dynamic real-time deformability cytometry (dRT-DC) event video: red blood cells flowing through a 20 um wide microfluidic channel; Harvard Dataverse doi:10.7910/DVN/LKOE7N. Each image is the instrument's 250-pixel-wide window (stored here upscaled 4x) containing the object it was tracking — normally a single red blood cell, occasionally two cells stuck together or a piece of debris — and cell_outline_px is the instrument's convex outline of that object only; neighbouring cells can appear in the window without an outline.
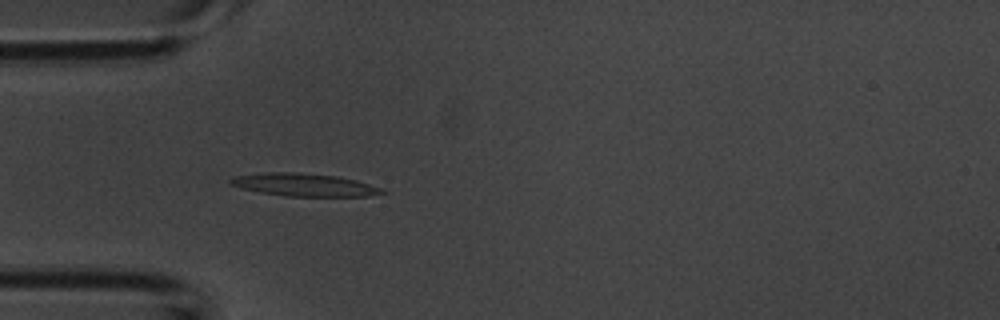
{"species": "common noctule bat (a hibernating species)", "species_latin": "Nyctalus noctula", "temperature_condition": "room temperature", "stored_images_in_passage": 42, "camera_frame_rate_fps": 3000, "um_per_image_px": 0.085, "animal": {"sex": "male", "body_mass_g": 20.1, "forearm_length_mm": 53.5}, "frame": {"image": 1, "passage_image": 14, "time_ms": 4.333, "image_size_px": [1000, 320], "cell_outline_px": [[388, 192], [368, 196], [288, 196], [260, 192], [244, 188], [232, 184], [228, 180], [232, 176], [264, 172], [296, 172], [336, 176], [356, 180], [384, 188]], "centroid_in_image_um": [25.9, 15.7], "position_along_channel_um": 59.1, "area_um2": 20.06}}
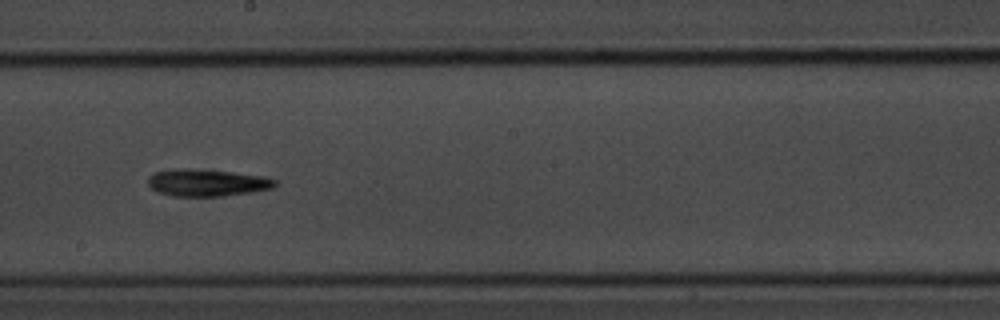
{"frame": {"image": 2, "passage_image": 28, "time_ms": 9.0, "image_size_px": [1000, 320], "cell_outline_px": [[276, 184], [272, 188], [252, 192], [220, 196], [172, 196], [156, 192], [148, 184], [148, 176], [156, 172], [176, 168], [180, 168], [228, 172], [264, 176], [276, 180]], "centroid_in_image_um": [17.56, 15.54], "position_along_channel_um": 230.6, "area_um2": 19.83}}
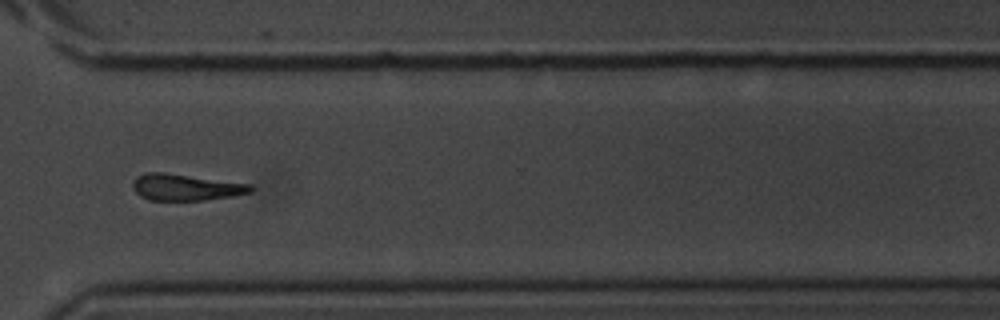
{"frame": {"image": 3, "passage_image": 38, "time_ms": 12.333, "image_size_px": [1000, 320], "cell_outline_px": [[256, 188], [252, 192], [232, 196], [204, 200], [152, 200], [140, 196], [132, 188], [132, 184], [136, 176], [144, 172], [164, 172], [252, 184]], "centroid_in_image_um": [15.8, 15.91], "position_along_channel_um": 354.8, "area_um2": 18.32}, "authors_computed_cell_mechanics": {"area_um2": 19.3052, "velocity_mm_per_s": 3.7339, "shape_relaxation_time_tau1_ms": 2.6751, "shape_relaxation_time_tau2_ms": null, "deformation_change_tau1": 0.1243, "deformation_change_tau2": null}}